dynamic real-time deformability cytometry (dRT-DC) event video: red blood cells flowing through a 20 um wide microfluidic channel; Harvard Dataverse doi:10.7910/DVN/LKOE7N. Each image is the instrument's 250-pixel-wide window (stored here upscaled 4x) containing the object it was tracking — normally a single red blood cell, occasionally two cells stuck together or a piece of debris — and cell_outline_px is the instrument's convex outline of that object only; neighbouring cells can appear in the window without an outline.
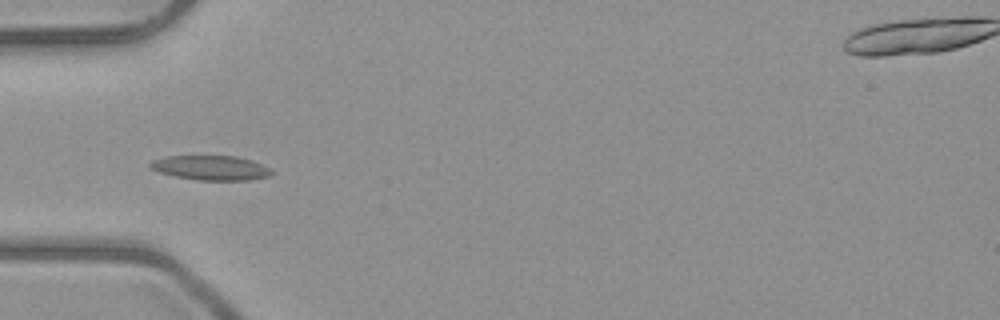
{"species": "common noctule bat (a hibernating species)", "species_latin": "Nyctalus noctula", "temperature_condition": "room temperature", "stored_images_in_passage": 5, "camera_frame_rate_fps": 3000, "um_per_image_px": 0.085, "animal": {"sex": "male", "body_mass_g": 23.1, "forearm_length_mm": 52.7}, "frame": {"image": 1, "passage_image": 5, "time_ms": 4.333, "image_size_px": [1000, 320], "cell_outline_px": [[276, 172], [268, 176], [248, 180], [196, 180], [176, 176], [160, 172], [148, 168], [148, 164], [152, 160], [164, 156], [236, 156], [252, 160], [272, 168]], "centroid_in_image_um": [17.94, 14.26], "position_along_channel_um": 67.1, "area_um2": 17.57}}